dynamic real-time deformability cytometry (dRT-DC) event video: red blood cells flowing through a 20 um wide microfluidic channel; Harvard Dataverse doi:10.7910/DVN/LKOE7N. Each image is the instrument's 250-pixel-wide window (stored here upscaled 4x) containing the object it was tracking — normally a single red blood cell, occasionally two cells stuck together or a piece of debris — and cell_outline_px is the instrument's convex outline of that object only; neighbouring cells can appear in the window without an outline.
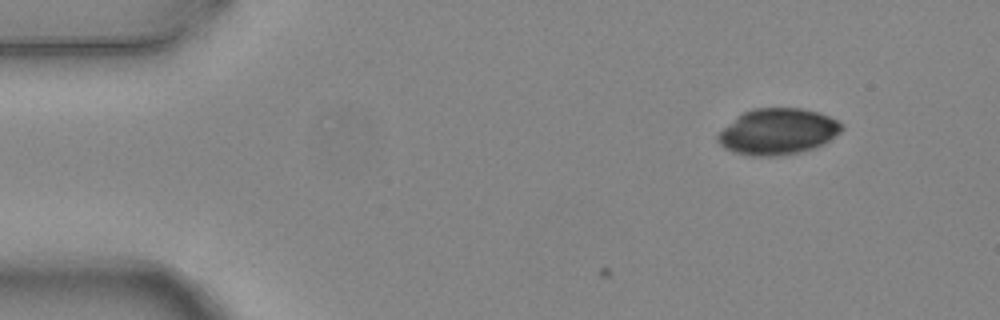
{"species": "common noctule bat (a hibernating species)", "species_latin": "Nyctalus noctula", "temperature_condition": "warm", "stored_images_in_passage": 2, "camera_frame_rate_fps": 3000, "um_per_image_px": 0.085, "animal": {"sex": "female", "body_mass_g": 24.6, "forearm_length_mm": 56.2}, "frame": {"image": 1, "passage_image": 2, "time_ms": 0.333, "image_size_px": [1000, 320], "cell_outline_px": [[844, 128], [840, 132], [824, 144], [816, 148], [800, 152], [776, 156], [752, 156], [736, 152], [724, 148], [716, 140], [716, 136], [724, 128], [744, 112], [752, 108], [800, 108], [820, 112], [844, 124]], "centroid_in_image_um": [66.15, 11.19], "position_along_channel_um": 18.9, "area_um2": 33.23}}